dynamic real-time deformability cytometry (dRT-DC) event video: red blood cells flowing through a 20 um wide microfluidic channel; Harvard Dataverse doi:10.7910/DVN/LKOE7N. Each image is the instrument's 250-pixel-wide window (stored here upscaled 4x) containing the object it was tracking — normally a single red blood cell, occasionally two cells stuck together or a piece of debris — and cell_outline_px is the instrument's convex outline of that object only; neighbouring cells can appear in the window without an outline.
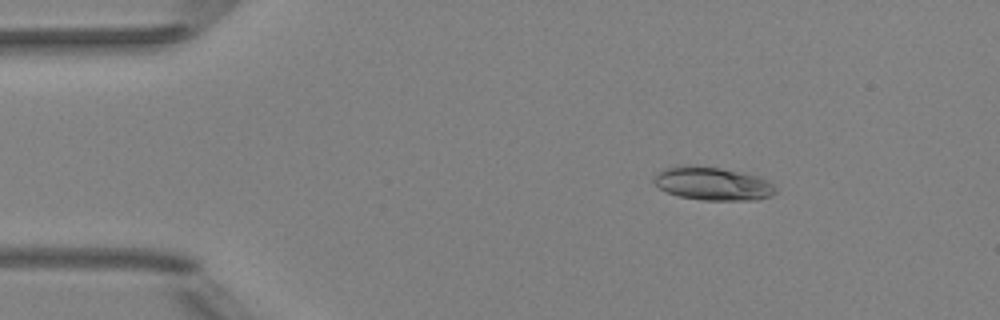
{"species": "Egyptian fruit bat (a non-hibernating species)", "species_latin": "Rousettus aegyptiacus", "temperature_condition": "room temperature", "stored_images_in_passage": 3, "camera_frame_rate_fps": 3000, "um_per_image_px": 0.085, "animal": {"sex": "female"}, "frame": {"image": 1, "passage_image": 1, "time_ms": 0.0, "image_size_px": [1000, 320], "cell_outline_px": [[776, 192], [772, 196], [760, 200], [704, 200], [680, 196], [668, 192], [660, 188], [652, 180], [664, 168], [680, 164], [688, 164], [720, 168], [744, 172], [760, 176], [768, 180], [776, 188]], "centroid_in_image_um": [60.63, 15.6], "position_along_channel_um": 24.4, "area_um2": 23.81}}